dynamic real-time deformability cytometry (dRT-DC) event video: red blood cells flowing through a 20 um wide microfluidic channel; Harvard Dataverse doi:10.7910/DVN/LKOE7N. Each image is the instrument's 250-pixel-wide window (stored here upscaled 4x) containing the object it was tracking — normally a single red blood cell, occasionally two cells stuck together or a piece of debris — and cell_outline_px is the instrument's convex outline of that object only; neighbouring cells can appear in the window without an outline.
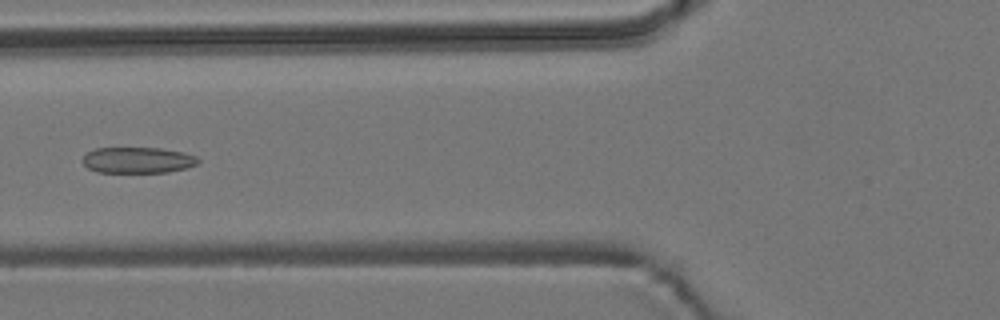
{"species": "common noctule bat (a hibernating species)", "species_latin": "Nyctalus noctula", "temperature_condition": "room temperature", "stored_images_in_passage": 7, "camera_frame_rate_fps": 3000, "um_per_image_px": 0.085, "animal": {"sex": "male", "body_mass_g": 19.2, "forearm_length_mm": 51.8}, "frame": {"image": 1, "passage_image": 7, "time_ms": 6.667, "image_size_px": [1000, 320], "cell_outline_px": [[200, 160], [196, 164], [188, 168], [168, 172], [96, 172], [88, 168], [84, 164], [84, 156], [88, 152], [96, 148], [160, 148], [184, 152], [196, 156]], "centroid_in_image_um": [11.74, 13.61], "position_along_channel_um": 114.1, "area_um2": 17.46}}